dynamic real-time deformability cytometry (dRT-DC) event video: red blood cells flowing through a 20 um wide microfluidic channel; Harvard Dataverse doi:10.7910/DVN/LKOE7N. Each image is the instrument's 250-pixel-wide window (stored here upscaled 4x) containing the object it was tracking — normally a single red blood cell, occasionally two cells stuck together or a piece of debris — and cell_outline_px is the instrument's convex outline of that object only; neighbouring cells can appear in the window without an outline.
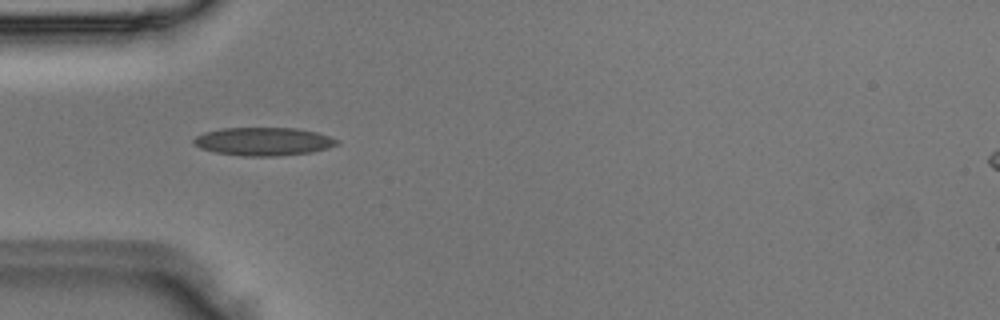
{"species": "Egyptian fruit bat (a non-hibernating species)", "species_latin": "Rousettus aegyptiacus", "temperature_condition": "room temperature", "stored_images_in_passage": 6, "camera_frame_rate_fps": 3000, "um_per_image_px": 0.085, "animal": {"sex": "male"}, "frame": {"image": 1, "passage_image": 3, "time_ms": 0.667, "image_size_px": [1000, 320], "cell_outline_px": [[340, 144], [328, 148], [312, 152], [272, 156], [240, 156], [216, 152], [200, 148], [192, 144], [192, 140], [196, 136], [204, 132], [220, 128], [296, 128], [316, 132], [340, 140]], "centroid_in_image_um": [22.38, 12.02], "position_along_channel_um": 62.6, "area_um2": 23.64}}
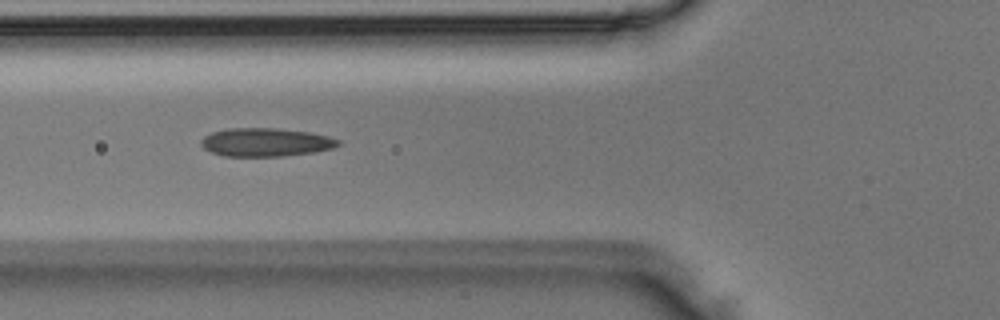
{"frame": {"image": 2, "passage_image": 4, "time_ms": 1.0, "image_size_px": [1000, 320], "cell_outline_px": [[340, 144], [332, 148], [316, 152], [280, 156], [224, 156], [212, 152], [204, 148], [200, 144], [200, 140], [204, 136], [212, 132], [228, 128], [276, 128], [308, 132], [328, 136], [340, 140]], "centroid_in_image_um": [22.57, 12.09], "position_along_channel_um": 103.2, "area_um2": 22.66}}
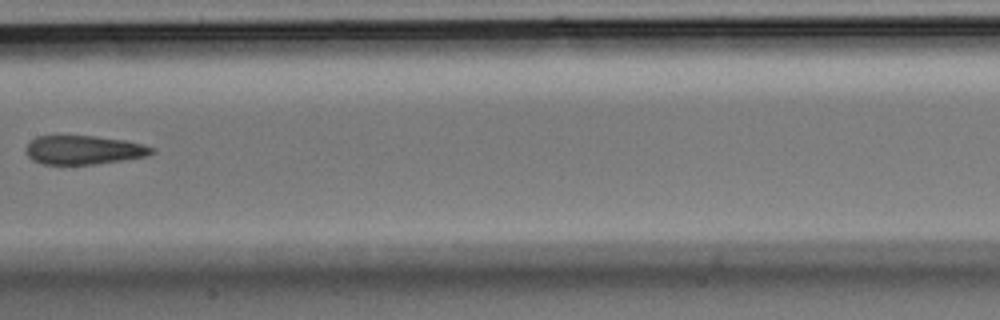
{"frame": {"image": 3, "passage_image": 6, "time_ms": 1.667, "image_size_px": [1000, 320], "cell_outline_px": [[156, 152], [144, 156], [96, 164], [44, 164], [32, 160], [28, 156], [24, 148], [36, 136], [92, 136], [124, 140], [156, 148]], "centroid_in_image_um": [7.09, 12.74], "position_along_channel_um": 200.3, "area_um2": 20.92}}